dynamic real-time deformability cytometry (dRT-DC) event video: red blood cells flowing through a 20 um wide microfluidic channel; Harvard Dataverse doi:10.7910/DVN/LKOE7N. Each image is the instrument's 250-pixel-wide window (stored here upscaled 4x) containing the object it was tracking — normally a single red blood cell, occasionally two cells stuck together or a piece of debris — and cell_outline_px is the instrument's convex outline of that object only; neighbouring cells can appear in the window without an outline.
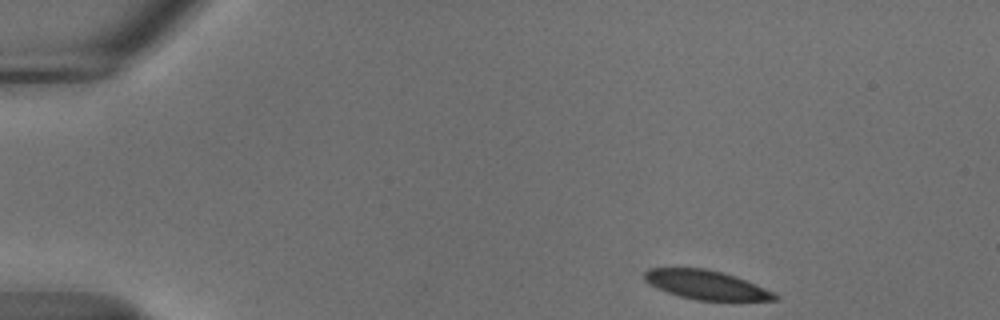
{"species": "common noctule bat (a hibernating species)", "species_latin": "Nyctalus noctula", "temperature_condition": "cold", "stored_images_in_passage": 48, "camera_frame_rate_fps": 3000, "um_per_image_px": 0.085, "animal": {"sex": "male", "body_mass_g": 18.8}, "frame": {"image": 1, "passage_image": 1, "time_ms": 0.0, "image_size_px": [1000, 320], "cell_outline_px": [[780, 300], [696, 300], [680, 296], [668, 292], [648, 284], [644, 280], [644, 272], [648, 268], [704, 268], [720, 272], [744, 280], [764, 288], [780, 296]], "centroid_in_image_um": [59.98, 24.21], "position_along_channel_um": 25.0, "area_um2": 21.68}}
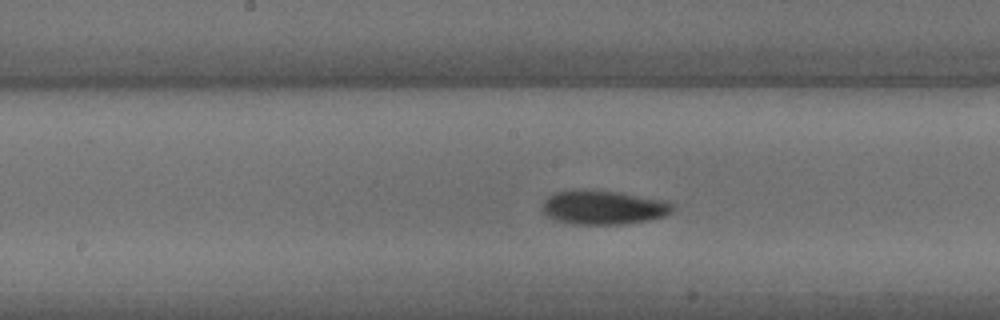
{"frame": {"image": 2, "passage_image": 22, "time_ms": 7.0, "image_size_px": [1000, 320], "cell_outline_px": [[676, 204], [672, 212], [664, 216], [648, 220], [620, 224], [572, 224], [556, 220], [548, 216], [544, 212], [544, 200], [548, 196], [556, 192], [584, 188], [588, 188], [616, 192], [668, 200]], "centroid_in_image_um": [51.33, 17.61], "position_along_channel_um": 196.9, "area_um2": 26.07}}
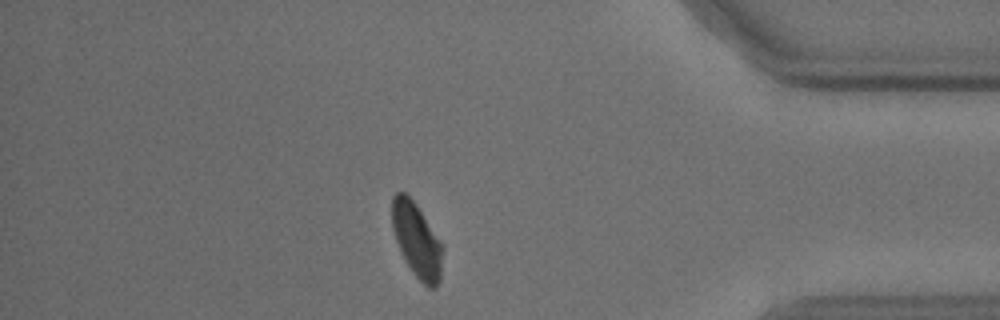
{"frame": {"image": 3, "passage_image": 41, "time_ms": 13.333, "image_size_px": [1000, 320], "cell_outline_px": [[444, 248], [440, 280], [436, 288], [428, 288], [412, 272], [404, 260], [396, 240], [392, 228], [392, 196], [396, 192], [404, 192], [416, 204], [444, 244]], "centroid_in_image_um": [35.45, 20.43], "position_along_channel_um": 399.7, "area_um2": 22.25}, "authors_computed_cell_mechanics": {"area_um2": 23.7269, "velocity_mm_per_s": 3.6649, "shape_relaxation_time_tau1_ms": 3.892, "shape_relaxation_time_tau2_ms": 4.7083, "deformation_change_tau1": 0.1142, "deformation_change_tau2": 0.0487}}